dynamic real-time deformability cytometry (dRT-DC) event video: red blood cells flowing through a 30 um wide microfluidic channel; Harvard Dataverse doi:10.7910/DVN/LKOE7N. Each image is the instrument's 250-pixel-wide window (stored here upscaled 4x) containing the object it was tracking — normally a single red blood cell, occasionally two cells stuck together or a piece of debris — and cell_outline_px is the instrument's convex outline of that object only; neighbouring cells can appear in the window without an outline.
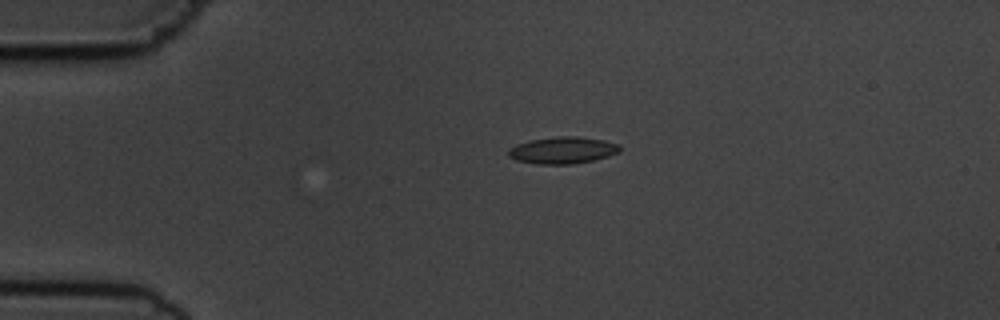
{"species": "common noctule bat (a hibernating species)", "species_latin": "Nyctalus noctula", "temperature_condition": "cold", "stored_images_in_passage": 5, "camera_frame_rate_fps": 3000, "um_per_image_px": 0.085, "animal": {"sex": "male", "body_mass_g": 19.5, "forearm_length_mm": 54.6}, "frame": {"image": 1, "passage_image": 3, "time_ms": 3.333, "image_size_px": [1000, 320], "cell_outline_px": [[620, 152], [608, 156], [592, 160], [572, 164], [536, 164], [516, 160], [508, 156], [508, 148], [516, 144], [528, 140], [556, 136], [576, 136], [604, 140], [620, 144]], "centroid_in_image_um": [47.8, 12.76], "position_along_channel_um": 37.2, "area_um2": 17.57}}
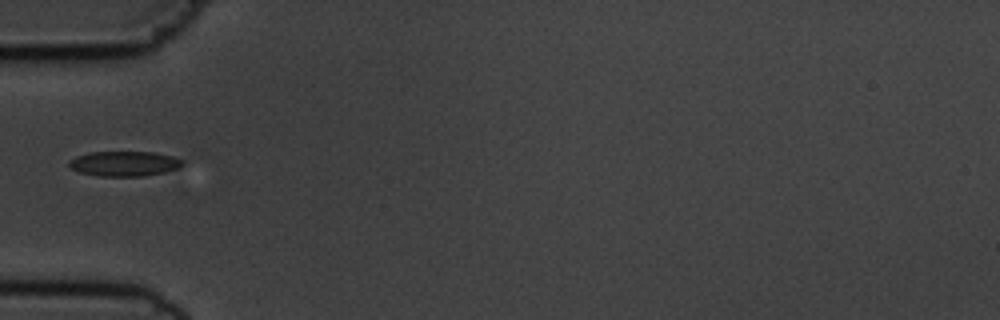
{"frame": {"image": 2, "passage_image": 5, "time_ms": 5.333, "image_size_px": [1000, 320], "cell_outline_px": [[184, 164], [180, 168], [164, 172], [144, 176], [100, 176], [80, 172], [72, 168], [68, 164], [68, 160], [76, 156], [88, 152], [152, 152], [172, 156], [184, 160]], "centroid_in_image_um": [10.58, 13.91], "position_along_channel_um": 74.4, "area_um2": 16.59}}